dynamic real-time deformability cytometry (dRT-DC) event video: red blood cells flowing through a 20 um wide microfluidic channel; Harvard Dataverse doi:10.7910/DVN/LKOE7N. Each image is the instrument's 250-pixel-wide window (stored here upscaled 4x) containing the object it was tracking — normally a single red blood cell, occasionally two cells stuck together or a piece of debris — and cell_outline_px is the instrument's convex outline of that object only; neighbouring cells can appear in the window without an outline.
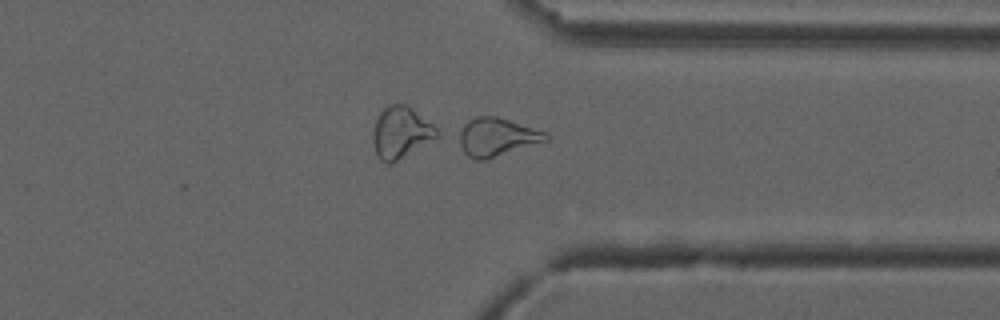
{"species": "common noctule bat (a hibernating species)", "species_latin": "Nyctalus noctula", "temperature_condition": "cold", "stored_images_in_passage": 38, "camera_frame_rate_fps": 3000, "um_per_image_px": 0.085, "animal": {"sex": "male", "forearm_length_mm": 52.5}, "frame": {"image": 1, "passage_image": 31, "time_ms": 10.0, "image_size_px": [1000, 320], "cell_outline_px": [[548, 140], [484, 160], [476, 160], [468, 156], [464, 152], [452, 136], [468, 120], [476, 116], [496, 116], [544, 132], [548, 136]], "centroid_in_image_um": [42.09, 11.65], "position_along_channel_um": 369.3, "area_um2": 19.42}, "authors_computed_cell_mechanics": {"area_um2": 18.0914, "velocity_mm_per_s": 3.7652, "shape_relaxation_time_tau1_ms": null, "shape_relaxation_time_tau2_ms": 4.007, "deformation_change_tau1": null, "deformation_change_tau2": 0.1321}}